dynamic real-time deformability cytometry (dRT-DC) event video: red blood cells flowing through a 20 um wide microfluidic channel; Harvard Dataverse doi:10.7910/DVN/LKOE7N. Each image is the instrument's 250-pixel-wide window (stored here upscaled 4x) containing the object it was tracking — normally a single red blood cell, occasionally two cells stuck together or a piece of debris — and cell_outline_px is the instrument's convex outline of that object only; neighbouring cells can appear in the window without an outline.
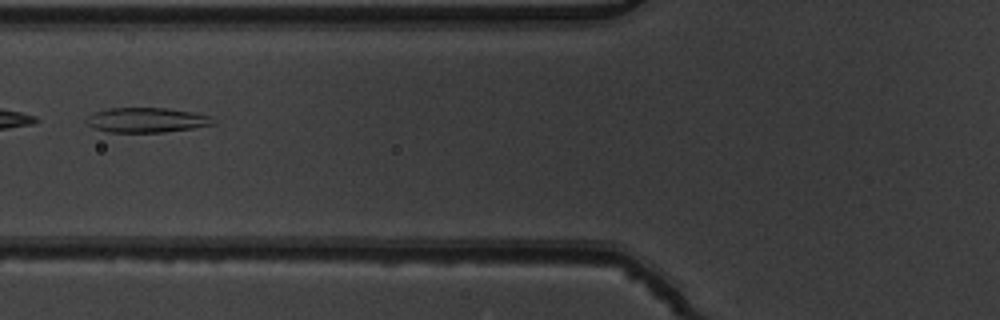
{"species": "common noctule bat (a hibernating species)", "species_latin": "Nyctalus noctula", "temperature_condition": "warm", "stored_images_in_passage": 7, "camera_frame_rate_fps": 3000, "um_per_image_px": 0.085, "animal": {"sex": "male", "body_mass_g": 19.5, "forearm_length_mm": 54.6}, "frame": {"image": 1, "passage_image": 6, "time_ms": 1.667, "image_size_px": [1000, 320], "cell_outline_px": [[216, 124], [192, 128], [164, 132], [108, 132], [92, 128], [84, 120], [92, 112], [108, 108], [168, 108], [192, 112], [212, 116], [216, 120]], "centroid_in_image_um": [12.45, 10.2], "position_along_channel_um": 113.3, "area_um2": 18.55}}
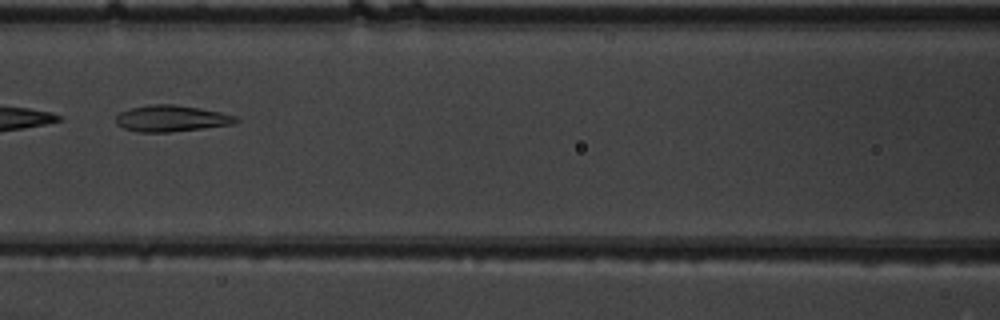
{"frame": {"image": 2, "passage_image": 7, "time_ms": 2.0, "image_size_px": [1000, 320], "cell_outline_px": [[240, 120], [232, 124], [204, 128], [172, 132], [140, 132], [124, 128], [116, 124], [116, 116], [120, 112], [132, 108], [152, 104], [172, 104], [200, 108], [220, 112], [236, 116]], "centroid_in_image_um": [14.57, 10.07], "position_along_channel_um": 152.0, "area_um2": 18.32}}